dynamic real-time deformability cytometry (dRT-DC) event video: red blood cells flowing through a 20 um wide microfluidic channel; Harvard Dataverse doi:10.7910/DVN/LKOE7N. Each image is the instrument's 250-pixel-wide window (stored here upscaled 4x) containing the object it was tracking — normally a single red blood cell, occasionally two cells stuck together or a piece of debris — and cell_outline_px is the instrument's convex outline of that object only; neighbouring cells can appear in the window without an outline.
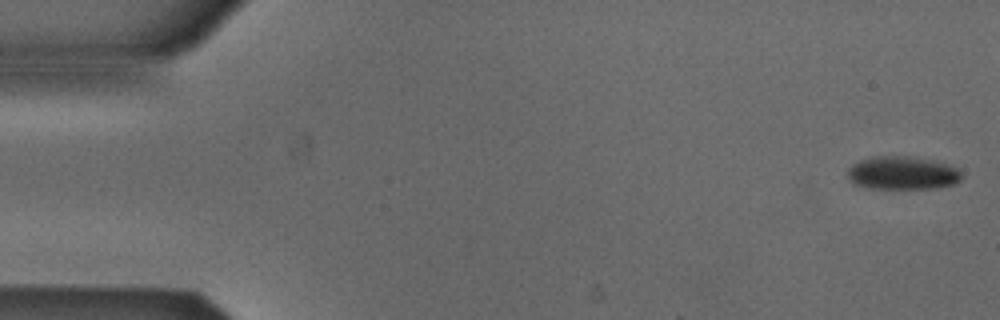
{"species": "Egyptian fruit bat (a non-hibernating species)", "species_latin": "Rousettus aegyptiacus", "temperature_condition": "cold", "stored_images_in_passage": 53, "camera_frame_rate_fps": 3000, "um_per_image_px": 0.085, "animal": {"sex": "male"}, "frame": {"image": 1, "passage_image": 1, "time_ms": 0.0, "image_size_px": [1000, 320], "cell_outline_px": [[964, 176], [960, 180], [952, 184], [936, 188], [868, 188], [852, 184], [848, 180], [848, 168], [852, 164], [860, 160], [872, 156], [908, 156], [932, 160], [948, 164], [956, 168]], "centroid_in_image_um": [76.67, 14.7], "position_along_channel_um": 8.3, "area_um2": 22.2}}
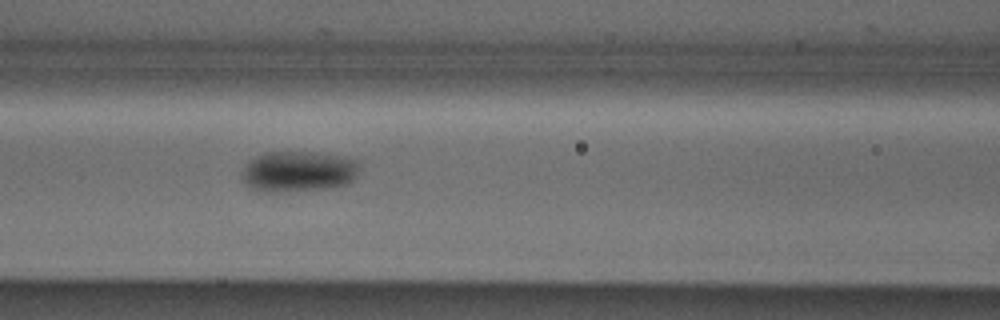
{"frame": {"image": 2, "passage_image": 22, "time_ms": 7.0, "image_size_px": [1000, 320], "cell_outline_px": [[356, 176], [348, 184], [332, 188], [288, 192], [260, 192], [252, 188], [240, 176], [244, 168], [256, 156], [264, 152], [308, 152], [336, 156], [356, 160]], "centroid_in_image_um": [25.32, 14.6], "position_along_channel_um": 141.3, "area_um2": 27.69}}
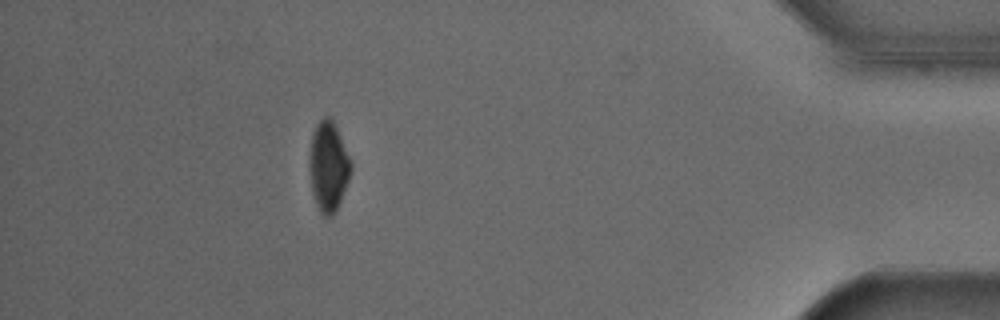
{"frame": {"image": 3, "passage_image": 47, "time_ms": 15.333, "image_size_px": [1000, 320], "cell_outline_px": [[352, 172], [340, 200], [332, 216], [324, 216], [320, 212], [316, 204], [312, 192], [312, 136], [316, 124], [324, 116], [328, 116], [332, 120], [336, 128], [352, 164]], "centroid_in_image_um": [27.95, 14.16], "position_along_channel_um": 407.2, "area_um2": 20.63}, "authors_computed_cell_mechanics": {"area_um2": 24.2182, "velocity_mm_per_s": 3.8667, "shape_relaxation_time_tau1_ms": 2.2255, "shape_relaxation_time_tau2_ms": null, "deformation_change_tau1": 0.0607, "deformation_change_tau2": null}}